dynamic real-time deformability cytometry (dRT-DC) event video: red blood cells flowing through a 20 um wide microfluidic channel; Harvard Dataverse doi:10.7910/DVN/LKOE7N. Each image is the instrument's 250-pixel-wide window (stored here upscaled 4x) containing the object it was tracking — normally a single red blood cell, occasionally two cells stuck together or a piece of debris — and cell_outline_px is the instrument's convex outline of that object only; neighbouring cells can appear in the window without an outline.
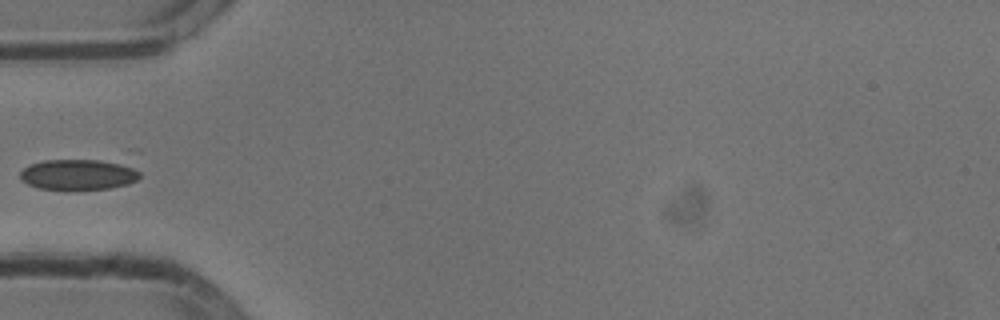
{"species": "common noctule bat (a hibernating species)", "species_latin": "Nyctalus noctula", "temperature_condition": "cold", "stored_images_in_passage": 37, "camera_frame_rate_fps": 3000, "um_per_image_px": 0.085, "animal": {"sex": "male", "body_mass_g": 13.3}, "frame": {"image": 1, "passage_image": 1, "time_ms": 0.0, "image_size_px": [1000, 320], "cell_outline_px": [[140, 176], [136, 180], [128, 184], [108, 188], [40, 188], [28, 184], [20, 180], [20, 172], [24, 168], [32, 164], [44, 160], [100, 160], [120, 164], [132, 168], [140, 172]], "centroid_in_image_um": [6.62, 14.82], "position_along_channel_um": 78.4, "area_um2": 20.63}}
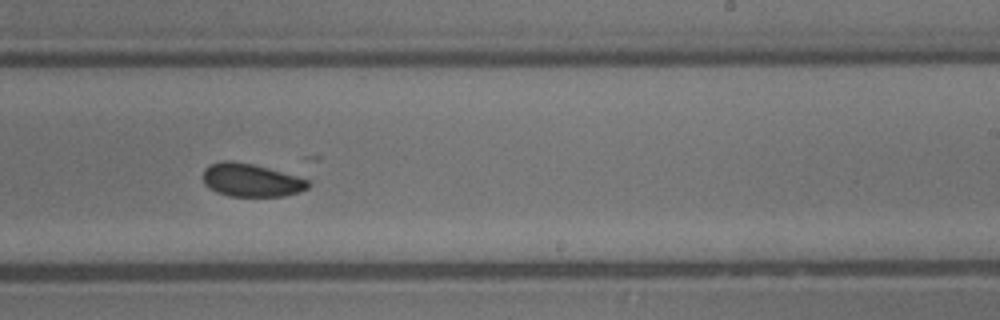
{"frame": {"image": 2, "passage_image": 16, "time_ms": 5.0, "image_size_px": [1000, 320], "cell_outline_px": [[312, 184], [308, 188], [300, 192], [284, 196], [228, 196], [216, 192], [208, 188], [204, 184], [204, 168], [208, 164], [220, 160], [232, 160], [252, 164], [296, 176], [308, 180]], "centroid_in_image_um": [21.31, 15.31], "position_along_channel_um": 267.7, "area_um2": 20.4}}
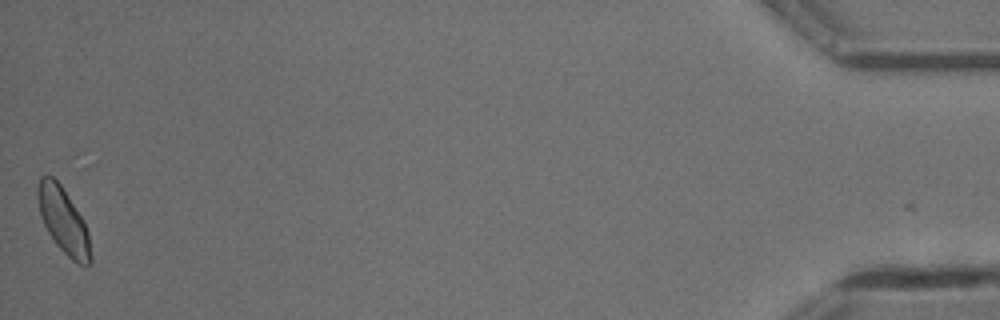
{"frame": {"image": 3, "passage_image": 37, "time_ms": 12.0, "image_size_px": [1000, 320], "cell_outline_px": [[92, 264], [76, 264], [56, 244], [48, 232], [40, 216], [36, 196], [36, 188], [40, 176], [52, 176], [60, 184], [80, 216], [88, 232], [92, 256]], "centroid_in_image_um": [5.36, 18.77], "position_along_channel_um": 429.8, "area_um2": 20.06}}